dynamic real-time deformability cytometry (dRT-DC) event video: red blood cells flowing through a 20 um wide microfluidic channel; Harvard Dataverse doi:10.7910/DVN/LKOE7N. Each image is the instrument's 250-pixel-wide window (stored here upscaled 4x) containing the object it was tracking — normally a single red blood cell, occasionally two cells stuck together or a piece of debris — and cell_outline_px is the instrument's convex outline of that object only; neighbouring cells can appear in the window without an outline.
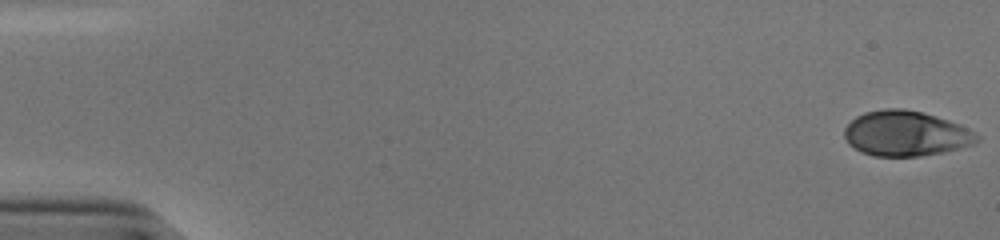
{"species": "human", "species_latin": "Homo sapiens", "temperature_condition": "cold", "stored_images_in_passage": 54, "camera_frame_rate_fps": 3000, "um_per_image_px": 0.085, "donor": {"sex": "male"}, "frame": {"image": 1, "passage_image": 1, "time_ms": 0.0, "image_size_px": [1000, 240], "cell_outline_px": [[980, 140], [972, 144], [960, 148], [944, 152], [920, 156], [872, 156], [860, 152], [848, 144], [844, 136], [844, 128], [856, 116], [864, 112], [884, 108], [904, 108], [936, 116], [960, 124], [968, 128], [980, 136]], "centroid_in_image_um": [76.98, 11.35], "position_along_channel_um": 8.0, "area_um2": 35.14}}
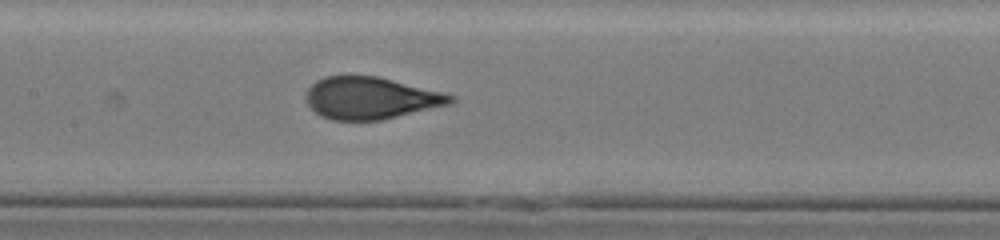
{"frame": {"image": 2, "passage_image": 27, "time_ms": 8.667, "image_size_px": [1000, 240], "cell_outline_px": [[456, 100], [452, 104], [380, 120], [332, 120], [320, 116], [308, 104], [308, 88], [316, 80], [324, 76], [376, 76], [444, 92], [456, 96]], "centroid_in_image_um": [31.55, 8.34], "position_along_channel_um": 175.8, "area_um2": 35.26}}
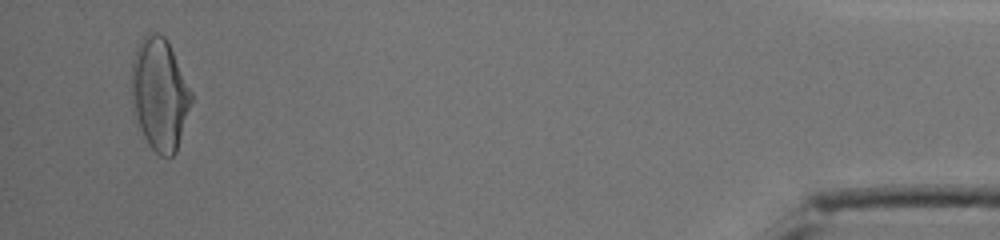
{"frame": {"image": 3, "passage_image": 52, "time_ms": 17.0, "image_size_px": [1000, 240], "cell_outline_px": [[192, 100], [176, 152], [172, 156], [160, 156], [148, 144], [132, 112], [132, 60], [136, 48], [140, 40], [144, 36], [152, 32], [156, 32], [164, 36], [192, 92]], "centroid_in_image_um": [13.55, 8.02], "position_along_channel_um": 421.7, "area_um2": 38.61}, "authors_computed_cell_mechanics": {"area_um2": 35.1713, "velocity_mm_per_s": 3.8294, "shape_relaxation_time_tau1_ms": 5.4526, "shape_relaxation_time_tau2_ms": null, "deformation_change_tau1": 0.2288, "deformation_change_tau2": null}}